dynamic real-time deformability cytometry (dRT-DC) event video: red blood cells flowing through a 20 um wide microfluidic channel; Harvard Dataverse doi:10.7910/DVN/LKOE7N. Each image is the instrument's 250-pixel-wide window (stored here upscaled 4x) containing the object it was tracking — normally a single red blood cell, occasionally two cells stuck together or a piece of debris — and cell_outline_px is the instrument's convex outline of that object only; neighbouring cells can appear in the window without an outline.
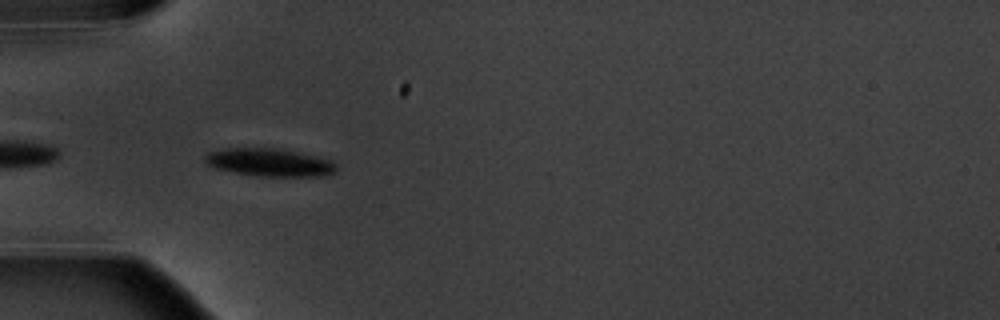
{"species": "common noctule bat (a hibernating species)", "species_latin": "Nyctalus noctula", "temperature_condition": "warm", "stored_images_in_passage": 6, "camera_frame_rate_fps": 3000, "um_per_image_px": 0.085, "animal": {"sex": "male", "body_mass_g": 20.1, "forearm_length_mm": 53.5}, "frame": {"image": 1, "passage_image": 5, "time_ms": 5.667, "image_size_px": [1000, 320], "cell_outline_px": [[336, 172], [324, 176], [260, 176], [236, 172], [216, 168], [208, 164], [204, 160], [204, 156], [208, 152], [224, 148], [276, 148], [316, 156], [332, 160], [336, 164]], "centroid_in_image_um": [22.93, 13.8], "position_along_channel_um": 62.1, "area_um2": 21.21}}